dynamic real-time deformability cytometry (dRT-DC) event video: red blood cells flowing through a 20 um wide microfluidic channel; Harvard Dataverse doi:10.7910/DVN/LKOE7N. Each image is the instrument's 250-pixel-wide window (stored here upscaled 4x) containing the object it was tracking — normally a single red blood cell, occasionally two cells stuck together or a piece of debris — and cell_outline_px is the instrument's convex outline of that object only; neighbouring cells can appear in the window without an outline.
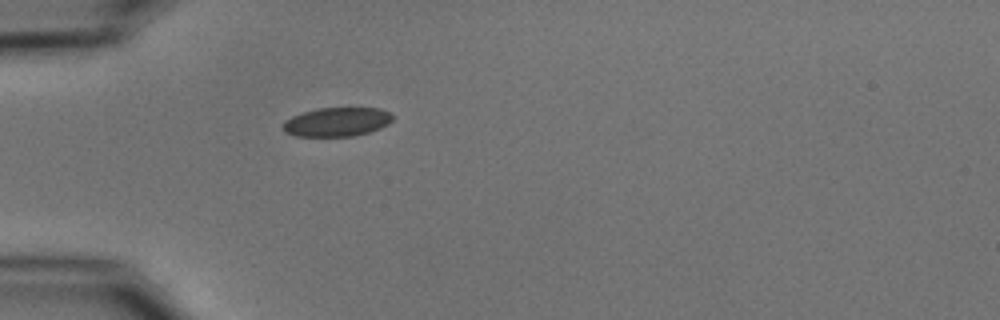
{"species": "common noctule bat (a hibernating species)", "species_latin": "Nyctalus noctula", "temperature_condition": "cold", "stored_images_in_passage": 39, "camera_frame_rate_fps": 3000, "um_per_image_px": 0.085, "animal": {"sex": "male", "body_mass_g": 15.6}, "frame": {"image": 1, "passage_image": 1, "time_ms": 0.0, "image_size_px": [1000, 320], "cell_outline_px": [[392, 120], [388, 124], [380, 128], [368, 132], [352, 136], [296, 136], [284, 132], [280, 128], [284, 120], [292, 116], [316, 108], [380, 108], [392, 112]], "centroid_in_image_um": [28.61, 10.36], "position_along_channel_um": 56.4, "area_um2": 18.67}}
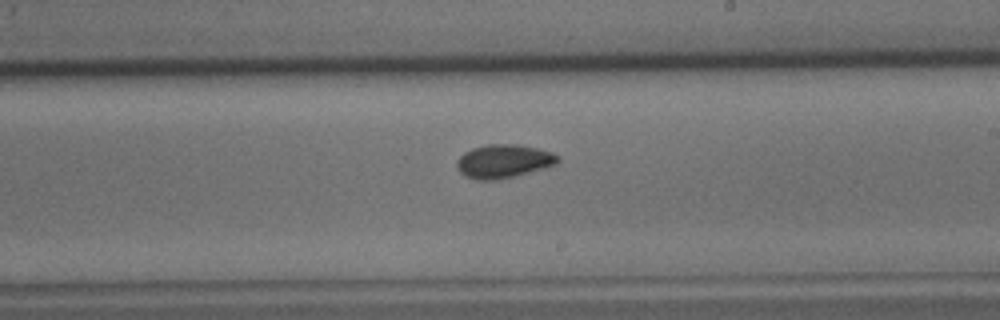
{"frame": {"image": 2, "passage_image": 17, "time_ms": 5.333, "image_size_px": [1000, 320], "cell_outline_px": [[560, 160], [556, 164], [544, 168], [516, 176], [496, 180], [476, 180], [464, 176], [456, 168], [456, 160], [464, 152], [472, 148], [488, 144], [516, 144], [536, 148], [552, 152], [560, 156]], "centroid_in_image_um": [42.79, 13.71], "position_along_channel_um": 246.2, "area_um2": 19.94}}
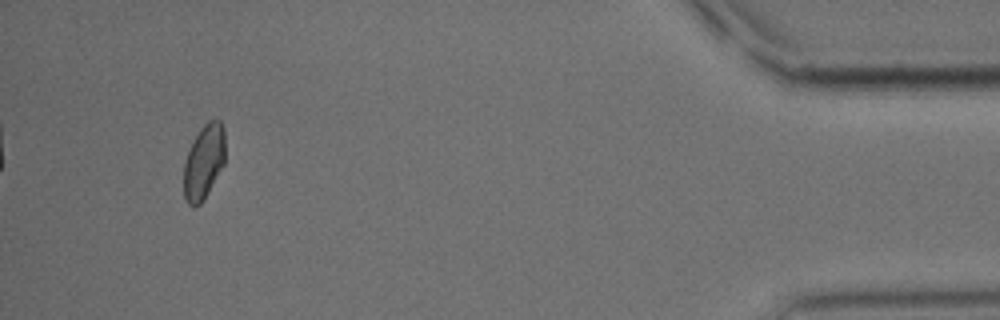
{"frame": {"image": 3, "passage_image": 36, "time_ms": 11.667, "image_size_px": [1000, 320], "cell_outline_px": [[224, 164], [208, 192], [200, 204], [192, 208], [184, 200], [184, 160], [192, 140], [200, 128], [208, 120], [220, 120], [224, 128]], "centroid_in_image_um": [17.3, 13.75], "position_along_channel_um": 417.9, "area_um2": 18.15}, "authors_computed_cell_mechanics": {"area_um2": 18.496, "velocity_mm_per_s": 3.6985, "shape_relaxation_time_tau1_ms": 5.0097, "shape_relaxation_time_tau2_ms": 2.1242, "deformation_change_tau1": 0.0798, "deformation_change_tau2": 0.0509}}